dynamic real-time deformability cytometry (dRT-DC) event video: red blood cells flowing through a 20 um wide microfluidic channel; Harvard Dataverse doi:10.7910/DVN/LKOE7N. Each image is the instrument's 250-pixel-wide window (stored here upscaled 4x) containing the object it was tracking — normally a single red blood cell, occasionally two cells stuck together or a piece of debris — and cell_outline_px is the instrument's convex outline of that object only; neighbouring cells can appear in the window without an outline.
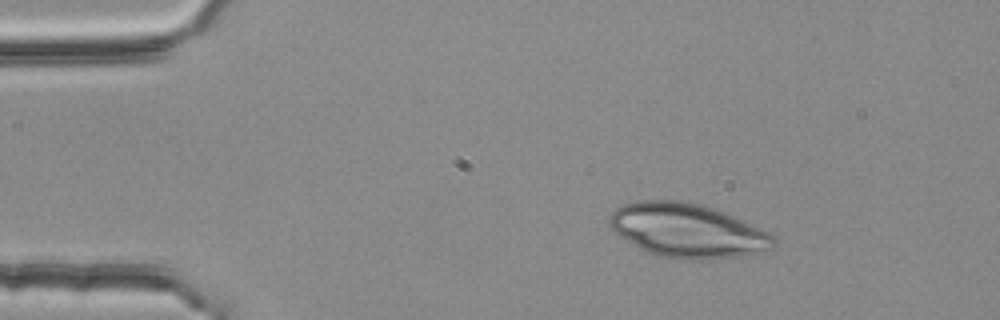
{"species": "common noctule bat (a hibernating species)", "species_latin": "Nyctalus noctula", "temperature_condition": "room temperature", "stored_images_in_passage": 52, "camera_frame_rate_fps": 3000, "um_per_image_px": 0.085, "animal": {"sex": "female", "body_mass_g": 25.1}, "frame": {"image": 1, "passage_image": 8, "time_ms": 2.333, "image_size_px": [1000, 320], "cell_outline_px": [[776, 244], [772, 248], [760, 252], [740, 256], [700, 260], [672, 260], [648, 252], [640, 248], [620, 236], [608, 224], [608, 216], [616, 208], [624, 204], [636, 200], [680, 200], [700, 204], [736, 216], [772, 232], [776, 236]], "centroid_in_image_um": [58.47, 19.6], "position_along_channel_um": 26.5, "area_um2": 52.31}}
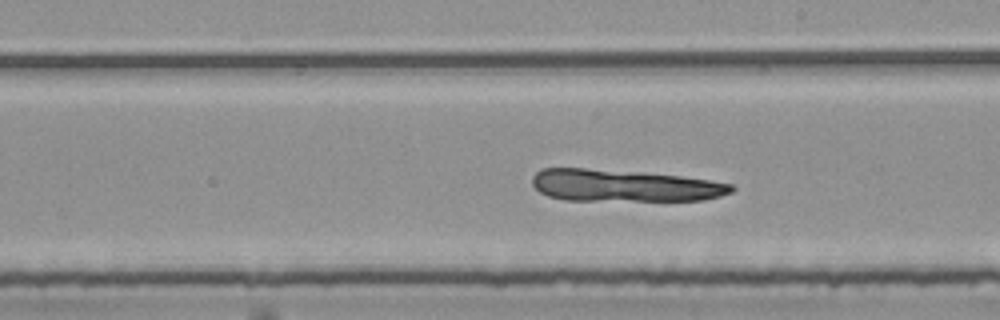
{"frame": {"image": 2, "passage_image": 30, "time_ms": 9.667, "image_size_px": [1000, 320], "cell_outline_px": [[736, 188], [732, 192], [720, 196], [704, 200], [564, 200], [548, 196], [540, 192], [532, 184], [532, 176], [540, 168], [584, 168], [640, 172], [680, 176], [708, 180], [732, 184]], "centroid_in_image_um": [53.02, 15.77], "position_along_channel_um": 236.0, "area_um2": 37.11}}
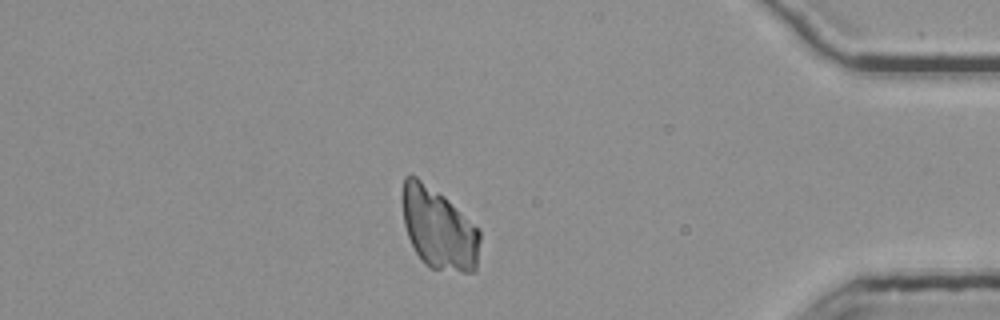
{"frame": {"image": 3, "passage_image": 46, "time_ms": 15.0, "image_size_px": [1000, 320], "cell_outline_px": [[480, 240], [476, 272], [460, 272], [432, 268], [424, 264], [416, 252], [408, 236], [404, 224], [404, 176], [412, 172], [444, 196], [480, 228]], "centroid_in_image_um": [37.33, 19.43], "position_along_channel_um": 397.9, "area_um2": 36.76}}